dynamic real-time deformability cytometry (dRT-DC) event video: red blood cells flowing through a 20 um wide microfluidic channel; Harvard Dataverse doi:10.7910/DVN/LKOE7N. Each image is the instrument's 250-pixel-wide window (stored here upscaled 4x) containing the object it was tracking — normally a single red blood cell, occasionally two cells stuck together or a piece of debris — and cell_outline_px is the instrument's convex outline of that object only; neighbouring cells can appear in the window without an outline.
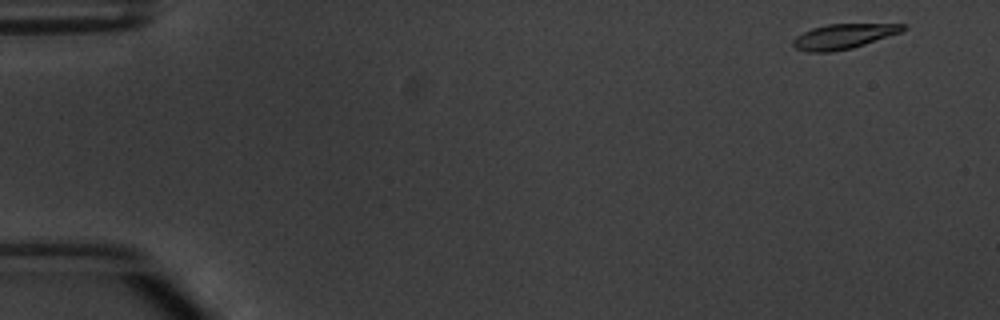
{"species": "common noctule bat (a hibernating species)", "species_latin": "Nyctalus noctula", "temperature_condition": "warm", "stored_images_in_passage": 6, "camera_frame_rate_fps": 3000, "um_per_image_px": 0.085, "animal": {"sex": "male", "body_mass_g": 20.1, "forearm_length_mm": 53.5}, "frame": {"image": 1, "passage_image": 1, "time_ms": 0.0, "image_size_px": [1000, 320], "cell_outline_px": [[908, 28], [900, 32], [852, 48], [828, 52], [808, 52], [796, 48], [792, 44], [792, 40], [796, 36], [812, 28], [828, 24], [908, 24]], "centroid_in_image_um": [71.69, 3.08], "position_along_channel_um": 13.3, "area_um2": 15.78}}
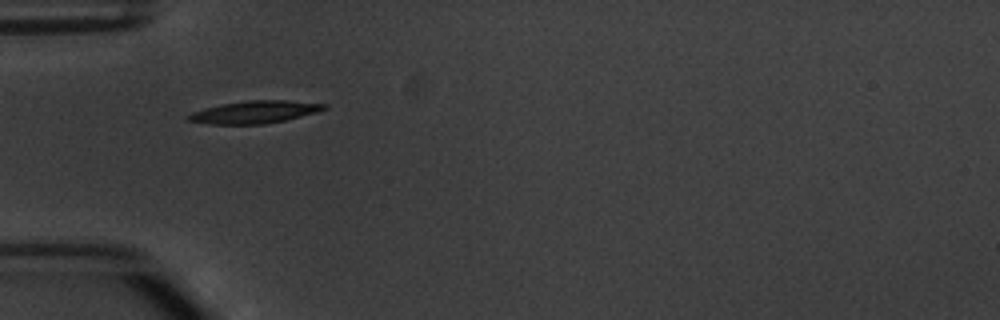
{"frame": {"image": 2, "passage_image": 5, "time_ms": 4.667, "image_size_px": [1000, 320], "cell_outline_px": [[328, 108], [316, 112], [284, 120], [264, 124], [208, 124], [188, 120], [184, 116], [192, 112], [204, 108], [220, 104], [248, 100], [288, 100], [328, 104]], "centroid_in_image_um": [21.62, 9.51], "position_along_channel_um": 63.4, "area_um2": 17.8}}